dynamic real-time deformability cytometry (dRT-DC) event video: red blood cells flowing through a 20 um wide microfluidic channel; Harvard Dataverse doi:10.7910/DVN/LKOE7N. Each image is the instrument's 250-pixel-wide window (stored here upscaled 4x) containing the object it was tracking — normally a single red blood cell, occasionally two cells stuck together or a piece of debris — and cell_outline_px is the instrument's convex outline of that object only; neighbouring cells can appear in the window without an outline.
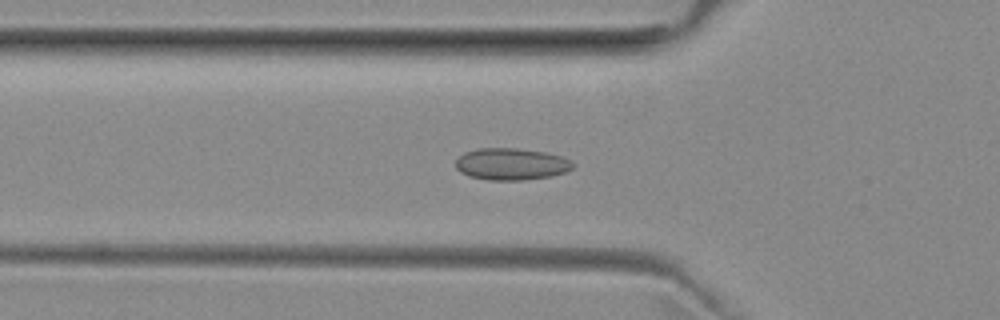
{"species": "common noctule bat (a hibernating species)", "species_latin": "Nyctalus noctula", "temperature_condition": "room temperature", "stored_images_in_passage": 50, "camera_frame_rate_fps": 3000, "um_per_image_px": 0.085, "animal": {"sex": "female", "body_mass_g": 29.2, "forearm_length_mm": 56.3}, "frame": {"image": 1, "passage_image": 16, "time_ms": 5.0, "image_size_px": [1000, 320], "cell_outline_px": [[572, 168], [568, 172], [552, 176], [524, 180], [488, 180], [468, 176], [460, 172], [456, 168], [456, 160], [464, 152], [476, 148], [516, 148], [544, 152], [560, 156], [572, 160]], "centroid_in_image_um": [43.45, 13.95], "position_along_channel_um": 82.4, "area_um2": 21.91}}
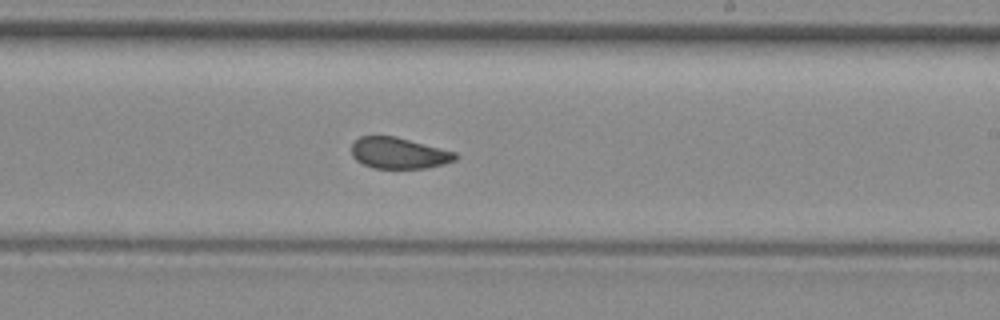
{"frame": {"image": 2, "passage_image": 29, "time_ms": 9.333, "image_size_px": [1000, 320], "cell_outline_px": [[456, 160], [444, 164], [428, 168], [372, 168], [356, 160], [352, 156], [352, 144], [360, 136], [396, 136], [456, 152]], "centroid_in_image_um": [33.9, 13.01], "position_along_channel_um": 255.1, "area_um2": 18.84}}
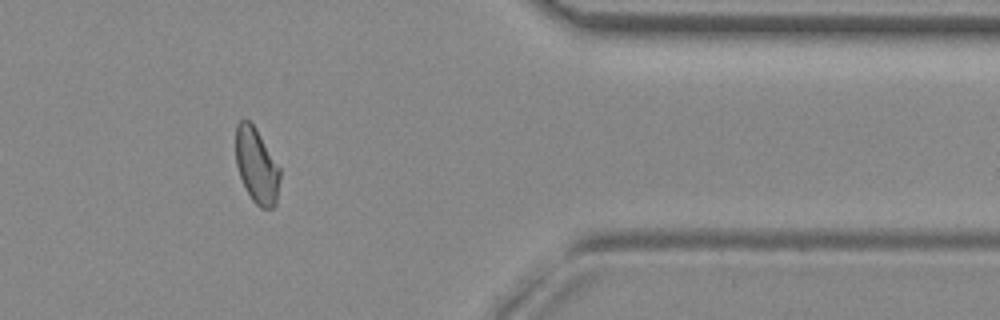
{"frame": {"image": 3, "passage_image": 41, "time_ms": 13.333, "image_size_px": [1000, 320], "cell_outline_px": [[280, 176], [276, 204], [272, 208], [260, 208], [252, 200], [240, 176], [236, 164], [236, 124], [240, 120], [248, 120], [256, 128], [280, 168]], "centroid_in_image_um": [21.81, 14.08], "position_along_channel_um": 389.6, "area_um2": 19.19}, "authors_computed_cell_mechanics": {"area_um2": 20.1144, "velocity_mm_per_s": 3.9798, "shape_relaxation_time_tau1_ms": null, "shape_relaxation_time_tau2_ms": 1.2975, "deformation_change_tau1": null, "deformation_change_tau2": 0.0475}}